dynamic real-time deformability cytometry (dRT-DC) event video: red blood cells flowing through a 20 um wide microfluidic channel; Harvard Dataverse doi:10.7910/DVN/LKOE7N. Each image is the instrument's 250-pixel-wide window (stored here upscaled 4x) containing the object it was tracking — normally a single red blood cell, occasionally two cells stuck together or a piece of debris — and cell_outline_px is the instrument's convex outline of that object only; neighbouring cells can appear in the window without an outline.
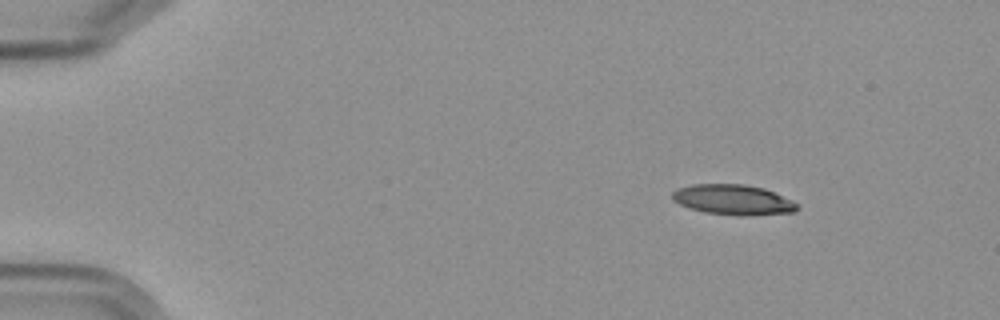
{"species": "Egyptian fruit bat (a non-hibernating species)", "species_latin": "Rousettus aegyptiacus", "temperature_condition": "cold", "stored_images_in_passage": 4, "camera_frame_rate_fps": 3000, "um_per_image_px": 0.085, "frame": {"image": 1, "passage_image": 2, "time_ms": 1.333, "image_size_px": [1000, 320], "cell_outline_px": [[800, 204], [792, 212], [744, 216], [740, 216], [704, 212], [688, 208], [672, 200], [672, 192], [676, 188], [692, 184], [744, 184], [764, 188], [792, 200]], "centroid_in_image_um": [62.27, 16.97], "position_along_channel_um": 22.7, "area_um2": 22.08}}